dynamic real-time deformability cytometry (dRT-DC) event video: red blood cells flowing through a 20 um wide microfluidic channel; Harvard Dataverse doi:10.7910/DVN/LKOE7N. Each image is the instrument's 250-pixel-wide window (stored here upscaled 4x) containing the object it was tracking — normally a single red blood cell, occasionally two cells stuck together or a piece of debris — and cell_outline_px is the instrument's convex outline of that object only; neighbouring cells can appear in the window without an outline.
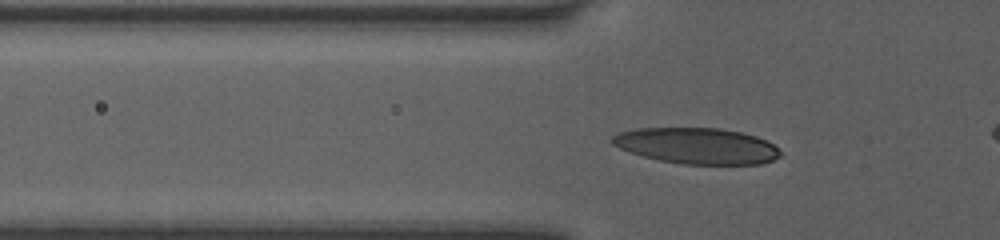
{"species": "human", "species_latin": "Homo sapiens", "temperature_condition": "room temperature", "stored_images_in_passage": 44, "camera_frame_rate_fps": 3000, "um_per_image_px": 0.085, "donor": {"sex": "female"}, "frame": {"image": 1, "passage_image": 15, "time_ms": 4.667, "image_size_px": [1000, 240], "cell_outline_px": [[780, 156], [772, 160], [760, 164], [684, 164], [660, 160], [644, 156], [620, 148], [612, 144], [608, 140], [612, 136], [620, 132], [636, 128], [720, 128], [740, 132], [756, 136], [772, 144], [780, 152]], "centroid_in_image_um": [59.2, 12.39], "position_along_channel_um": 66.6, "area_um2": 35.03}}
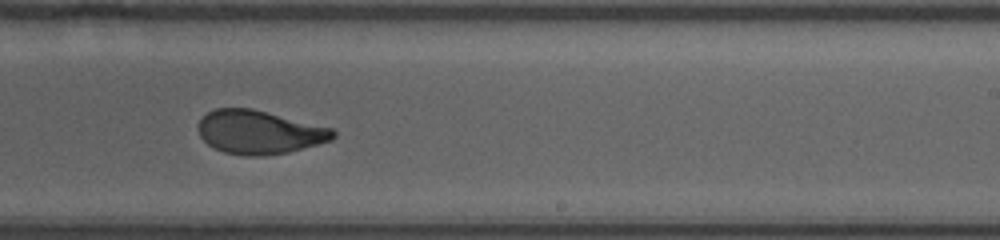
{"frame": {"image": 2, "passage_image": 30, "time_ms": 9.667, "image_size_px": [1000, 240], "cell_outline_px": [[336, 136], [332, 140], [288, 152], [260, 156], [248, 156], [224, 152], [212, 148], [200, 136], [196, 128], [200, 120], [208, 112], [216, 108], [252, 108], [332, 128], [336, 132]], "centroid_in_image_um": [22.01, 11.23], "position_along_channel_um": 267.0, "area_um2": 34.22}}
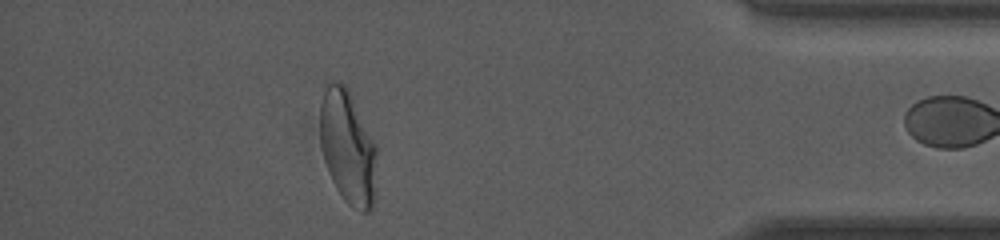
{"frame": {"image": 3, "passage_image": 43, "time_ms": 14.0, "image_size_px": [1000, 240], "cell_outline_px": [[376, 156], [372, 208], [368, 212], [360, 212], [352, 208], [344, 200], [336, 188], [332, 180], [324, 160], [320, 144], [320, 104], [324, 92], [328, 84], [344, 84], [376, 144]], "centroid_in_image_um": [29.54, 12.58], "position_along_channel_um": 405.7, "area_um2": 36.82}}